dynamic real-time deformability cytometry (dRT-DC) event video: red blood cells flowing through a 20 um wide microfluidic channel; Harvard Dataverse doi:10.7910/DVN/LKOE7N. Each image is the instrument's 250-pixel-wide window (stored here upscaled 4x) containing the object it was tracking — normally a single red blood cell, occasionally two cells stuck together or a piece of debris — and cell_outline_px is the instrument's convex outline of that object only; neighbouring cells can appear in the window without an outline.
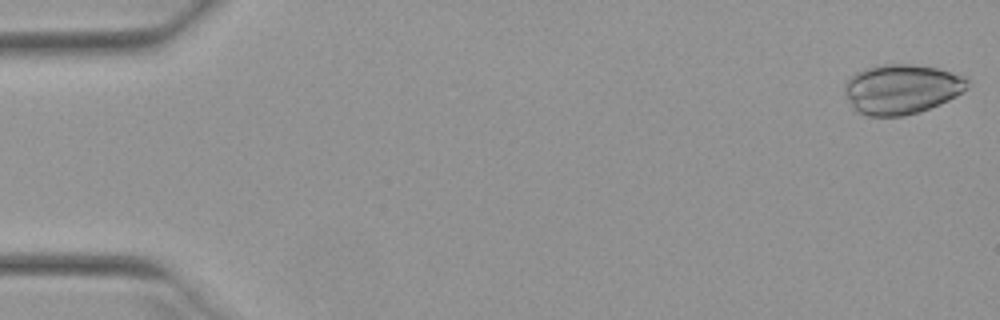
{"species": "Egyptian fruit bat (a non-hibernating species)", "species_latin": "Rousettus aegyptiacus", "temperature_condition": "warm", "stored_images_in_passage": 51, "camera_frame_rate_fps": 3000, "um_per_image_px": 0.085, "animal": {"sex": "female"}, "frame": {"image": 1, "passage_image": 1, "time_ms": 0.0, "image_size_px": [1000, 320], "cell_outline_px": [[968, 88], [956, 96], [940, 104], [920, 112], [904, 116], [868, 116], [856, 112], [852, 108], [844, 92], [844, 84], [856, 72], [864, 68], [884, 64], [912, 64], [936, 68], [968, 76]], "centroid_in_image_um": [76.63, 7.58], "position_along_channel_um": 8.4, "area_um2": 35.95}}
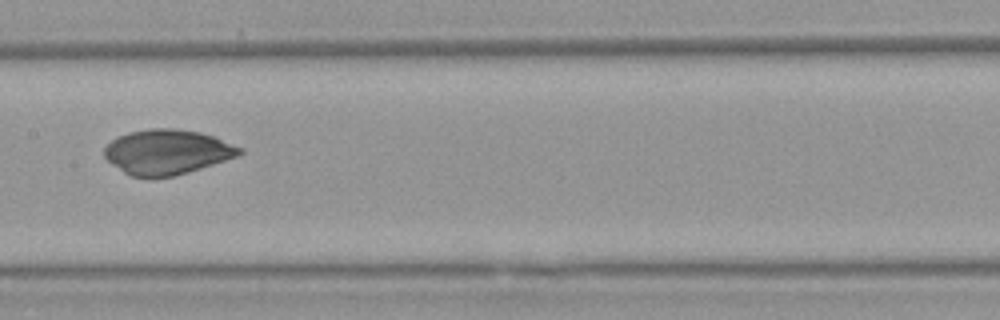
{"frame": {"image": 2, "passage_image": 26, "time_ms": 8.333, "image_size_px": [1000, 320], "cell_outline_px": [[244, 152], [236, 156], [188, 172], [172, 176], [132, 176], [124, 172], [112, 164], [104, 156], [104, 148], [116, 136], [128, 132], [152, 128], [176, 128], [200, 132], [212, 136], [244, 148]], "centroid_in_image_um": [14.19, 12.89], "position_along_channel_um": 193.2, "area_um2": 34.97}}
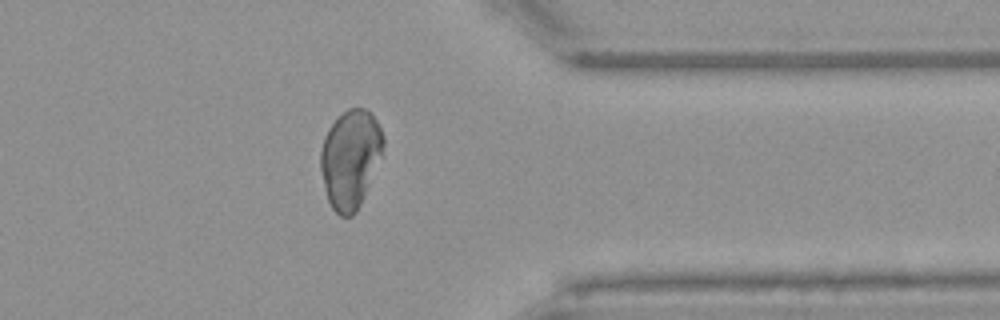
{"frame": {"image": 3, "passage_image": 41, "time_ms": 13.333, "image_size_px": [1000, 320], "cell_outline_px": [[384, 144], [380, 156], [360, 204], [356, 212], [352, 216], [340, 216], [332, 208], [328, 200], [324, 188], [320, 168], [320, 152], [324, 136], [328, 128], [348, 108], [364, 108], [372, 112], [384, 136]], "centroid_in_image_um": [29.76, 13.49], "position_along_channel_um": 381.6, "area_um2": 35.55}}